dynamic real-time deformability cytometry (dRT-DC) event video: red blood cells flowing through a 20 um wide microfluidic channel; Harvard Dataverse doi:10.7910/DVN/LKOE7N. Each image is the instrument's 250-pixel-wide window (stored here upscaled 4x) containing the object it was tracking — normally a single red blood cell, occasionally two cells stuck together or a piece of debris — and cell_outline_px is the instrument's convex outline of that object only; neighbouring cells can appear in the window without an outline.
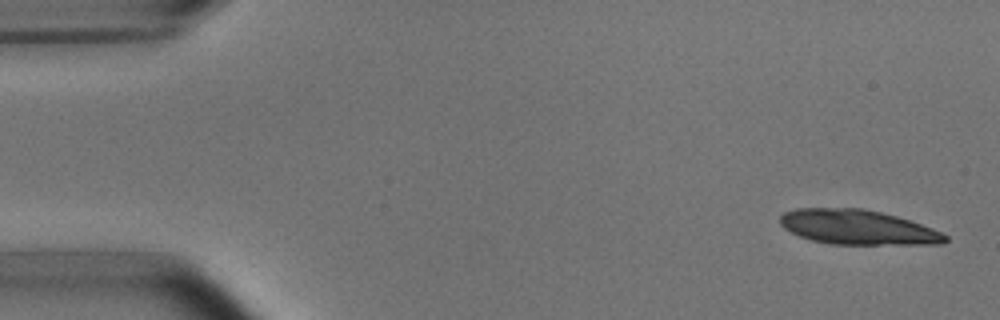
{"species": "common noctule bat (a hibernating species)", "species_latin": "Nyctalus noctula", "temperature_condition": "room temperature", "stored_images_in_passage": 6, "camera_frame_rate_fps": 3000, "um_per_image_px": 0.085, "animal": {"sex": "male", "body_mass_g": 15.6}, "frame": {"image": 1, "passage_image": 1, "time_ms": 0.0, "image_size_px": [1000, 320], "cell_outline_px": [[948, 240], [944, 244], [828, 244], [812, 240], [800, 236], [784, 228], [780, 224], [780, 216], [784, 212], [796, 208], [864, 208], [896, 216], [932, 228], [948, 236]], "centroid_in_image_um": [72.89, 19.31], "position_along_channel_um": 12.1, "area_um2": 33.29}}